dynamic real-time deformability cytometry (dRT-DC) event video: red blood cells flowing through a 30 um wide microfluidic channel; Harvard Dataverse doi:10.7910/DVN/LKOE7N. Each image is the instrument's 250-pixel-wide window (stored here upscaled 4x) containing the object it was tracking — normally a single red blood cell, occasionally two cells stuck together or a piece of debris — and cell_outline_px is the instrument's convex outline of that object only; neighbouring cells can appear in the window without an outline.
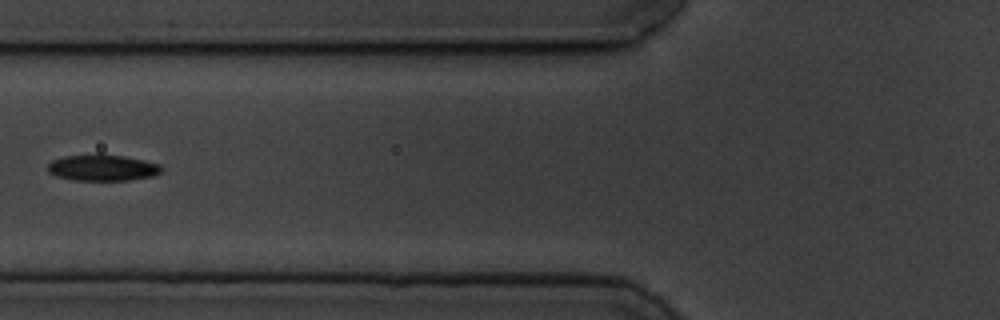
{"species": "common noctule bat (a hibernating species)", "species_latin": "Nyctalus noctula", "temperature_condition": "cold", "stored_images_in_passage": 3, "camera_frame_rate_fps": 3000, "um_per_image_px": 0.085, "animal": {"sex": "male", "body_mass_g": 19.5, "forearm_length_mm": 54.6}, "frame": {"image": 1, "passage_image": 3, "time_ms": 2.333, "image_size_px": [1000, 320], "cell_outline_px": [[164, 168], [160, 172], [152, 176], [128, 180], [72, 180], [56, 176], [48, 172], [48, 164], [52, 160], [64, 156], [96, 152], [100, 152], [124, 156], [144, 160], [160, 164]], "centroid_in_image_um": [8.69, 14.22], "position_along_channel_um": 117.1, "area_um2": 17.86}}